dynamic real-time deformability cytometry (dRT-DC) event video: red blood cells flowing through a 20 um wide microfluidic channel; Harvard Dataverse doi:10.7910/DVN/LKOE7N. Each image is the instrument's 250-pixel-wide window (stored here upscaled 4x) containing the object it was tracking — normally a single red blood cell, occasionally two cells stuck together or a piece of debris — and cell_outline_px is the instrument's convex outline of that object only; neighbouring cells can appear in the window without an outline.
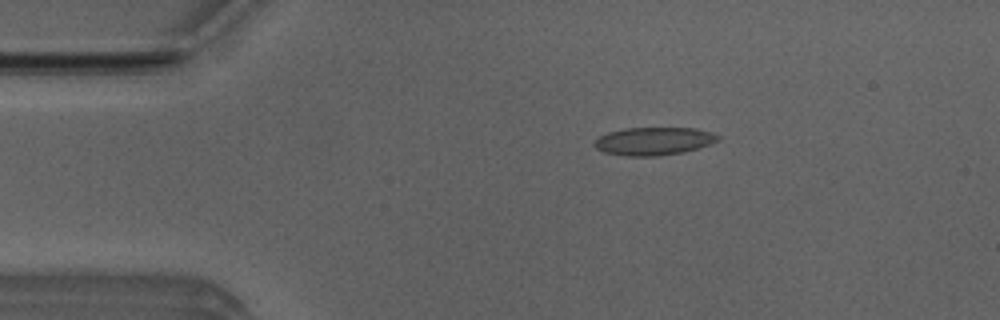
{"species": "Egyptian fruit bat (a non-hibernating species)", "species_latin": "Rousettus aegyptiacus", "temperature_condition": "room temperature", "stored_images_in_passage": 4, "camera_frame_rate_fps": 3000, "um_per_image_px": 0.085, "animal": {"sex": "male"}, "frame": {"image": 1, "passage_image": 2, "time_ms": 0.333, "image_size_px": [1000, 320], "cell_outline_px": [[720, 140], [684, 152], [656, 156], [628, 156], [604, 152], [596, 148], [596, 140], [600, 136], [608, 132], [624, 128], [696, 128], [712, 132], [720, 136]], "centroid_in_image_um": [55.59, 11.99], "position_along_channel_um": 29.4, "area_um2": 19.94}}
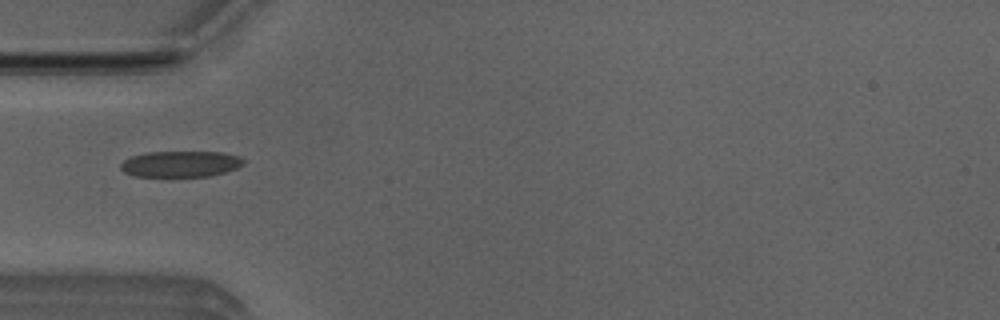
{"frame": {"image": 2, "passage_image": 4, "time_ms": 1.0, "image_size_px": [1000, 320], "cell_outline_px": [[244, 164], [236, 168], [224, 172], [208, 176], [136, 176], [124, 172], [120, 168], [120, 164], [124, 160], [132, 156], [148, 152], [220, 152], [240, 156], [244, 160]], "centroid_in_image_um": [15.35, 13.93], "position_along_channel_um": 69.7, "area_um2": 18.5}}